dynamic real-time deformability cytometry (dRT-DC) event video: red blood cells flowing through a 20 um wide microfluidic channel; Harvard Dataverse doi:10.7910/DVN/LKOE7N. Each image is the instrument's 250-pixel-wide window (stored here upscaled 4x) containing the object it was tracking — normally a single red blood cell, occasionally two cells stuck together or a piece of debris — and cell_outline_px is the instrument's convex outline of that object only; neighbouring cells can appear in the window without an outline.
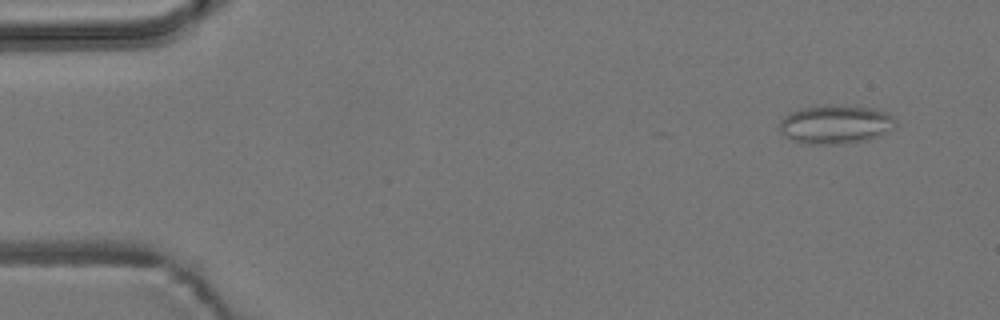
{"species": "common noctule bat (a hibernating species)", "species_latin": "Nyctalus noctula", "temperature_condition": "room temperature", "stored_images_in_passage": 5, "camera_frame_rate_fps": 3000, "um_per_image_px": 0.085, "animal": {"sex": "male", "body_mass_g": 19.2, "forearm_length_mm": 51.8}, "frame": {"image": 1, "passage_image": 1, "time_ms": 0.0, "image_size_px": [1000, 320], "cell_outline_px": [[896, 124], [892, 128], [880, 136], [868, 140], [844, 144], [808, 144], [792, 140], [780, 132], [780, 120], [788, 112], [800, 108], [828, 104], [872, 108], [884, 112], [892, 116], [896, 120]], "centroid_in_image_um": [71.0, 10.57], "position_along_channel_um": 14.0, "area_um2": 26.41}}